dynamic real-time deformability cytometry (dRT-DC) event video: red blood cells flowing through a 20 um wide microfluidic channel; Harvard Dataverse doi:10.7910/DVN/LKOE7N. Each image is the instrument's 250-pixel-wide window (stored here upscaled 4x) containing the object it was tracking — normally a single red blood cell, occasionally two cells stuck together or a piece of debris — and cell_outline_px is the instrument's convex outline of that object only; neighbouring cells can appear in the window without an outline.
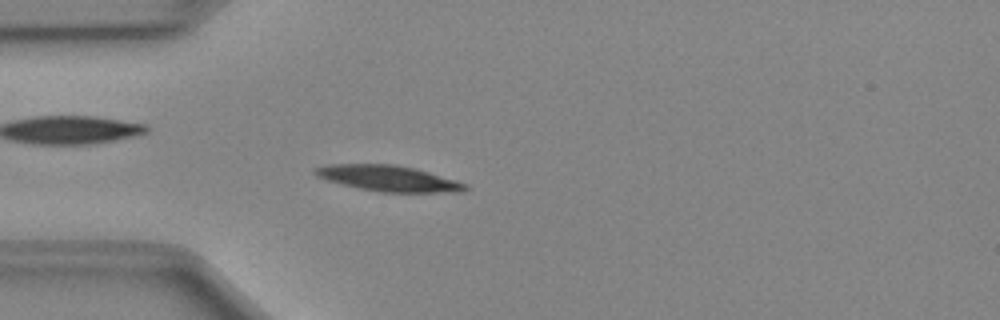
{"species": "Egyptian fruit bat (a non-hibernating species)", "species_latin": "Rousettus aegyptiacus", "temperature_condition": "cold", "stored_images_in_passage": 49, "camera_frame_rate_fps": 3000, "um_per_image_px": 0.085, "animal": {"sex": "female"}, "frame": {"image": 1, "passage_image": 13, "time_ms": 4.0, "image_size_px": [1000, 320], "cell_outline_px": [[468, 188], [460, 192], [380, 192], [360, 188], [328, 180], [316, 176], [312, 172], [316, 168], [328, 164], [396, 164], [428, 172], [456, 180], [468, 184]], "centroid_in_image_um": [33.03, 15.16], "position_along_channel_um": 52.0, "area_um2": 22.31}}
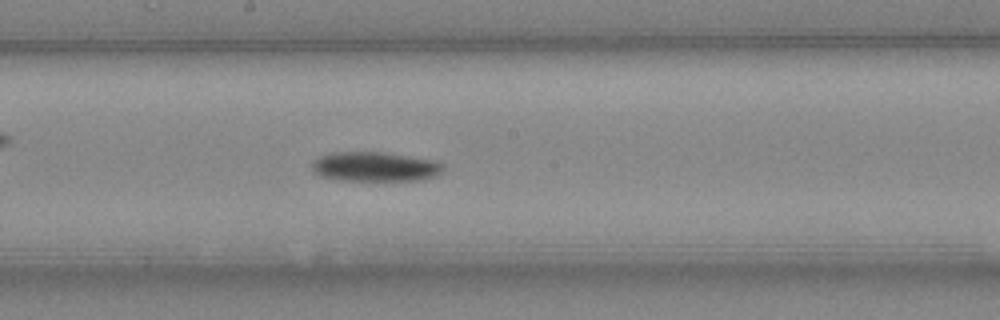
{"frame": {"image": 2, "passage_image": 26, "time_ms": 8.333, "image_size_px": [1000, 320], "cell_outline_px": [[444, 168], [440, 176], [420, 180], [336, 180], [320, 176], [312, 172], [312, 160], [320, 156], [332, 152], [384, 152], [436, 160], [444, 164]], "centroid_in_image_um": [31.9, 14.17], "position_along_channel_um": 216.3, "area_um2": 23.0}}
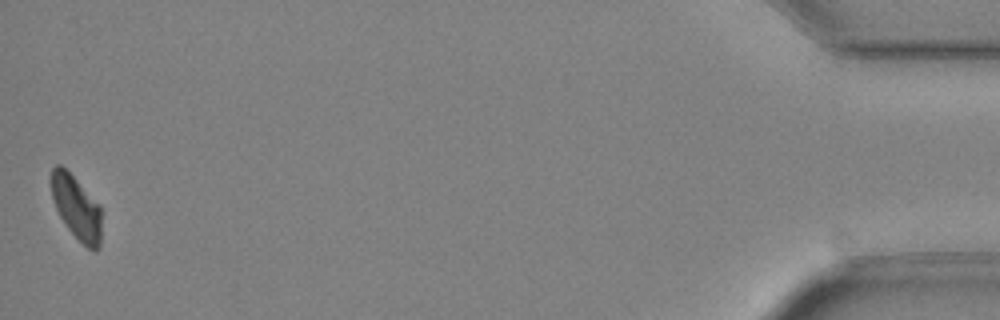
{"frame": {"image": 3, "passage_image": 49, "time_ms": 16.0, "image_size_px": [1000, 320], "cell_outline_px": [[100, 248], [96, 252], [92, 252], [68, 228], [60, 216], [56, 208], [52, 196], [48, 180], [52, 168], [56, 164], [60, 164], [100, 204]], "centroid_in_image_um": [6.47, 17.62], "position_along_channel_um": 428.7, "area_um2": 18.61}, "authors_computed_cell_mechanics": {"area_um2": 21.386, "velocity_mm_per_s": 4.0082, "shape_relaxation_time_tau1_ms": 1.8474, "shape_relaxation_time_tau2_ms": null, "deformation_change_tau1": 0.099, "deformation_change_tau2": null}}